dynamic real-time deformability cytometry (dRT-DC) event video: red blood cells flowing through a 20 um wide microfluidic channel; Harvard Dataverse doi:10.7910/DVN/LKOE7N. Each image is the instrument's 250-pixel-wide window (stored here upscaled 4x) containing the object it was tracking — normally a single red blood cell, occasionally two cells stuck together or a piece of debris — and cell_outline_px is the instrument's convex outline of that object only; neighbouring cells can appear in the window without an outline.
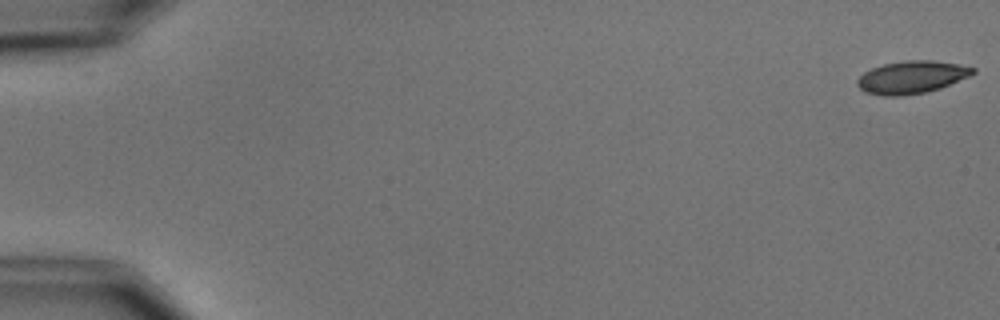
{"species": "common noctule bat (a hibernating species)", "species_latin": "Nyctalus noctula", "temperature_condition": "cold", "stored_images_in_passage": 9, "camera_frame_rate_fps": 3000, "um_per_image_px": 0.085, "animal": {"sex": "male", "body_mass_g": 15.6}, "frame": {"image": 1, "passage_image": 1, "time_ms": 0.0, "image_size_px": [1000, 320], "cell_outline_px": [[976, 72], [968, 76], [940, 88], [924, 92], [900, 96], [884, 96], [864, 92], [856, 84], [856, 80], [864, 72], [872, 68], [884, 64], [904, 60], [932, 60], [956, 64], [976, 68]], "centroid_in_image_um": [77.45, 6.56], "position_along_channel_um": 7.5, "area_um2": 21.79}}
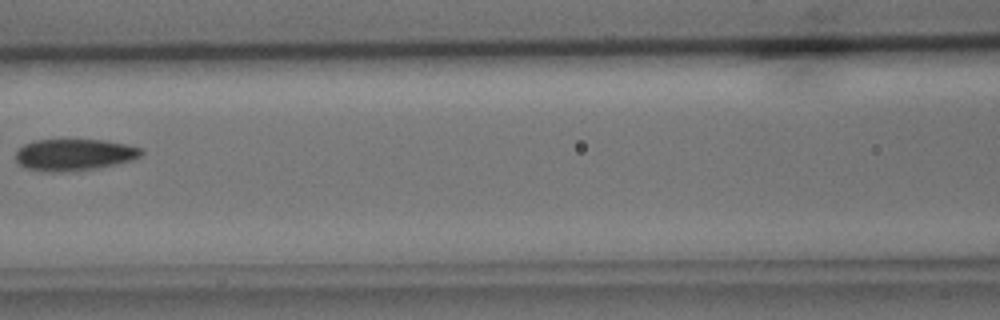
{"frame": {"image": 2, "passage_image": 8, "time_ms": 8.333, "image_size_px": [1000, 320], "cell_outline_px": [[144, 152], [140, 156], [132, 160], [116, 164], [96, 168], [56, 172], [44, 172], [24, 168], [16, 160], [16, 152], [24, 144], [36, 140], [104, 140], [144, 148]], "centroid_in_image_um": [6.31, 13.15], "position_along_channel_um": 160.3, "area_um2": 23.12}}
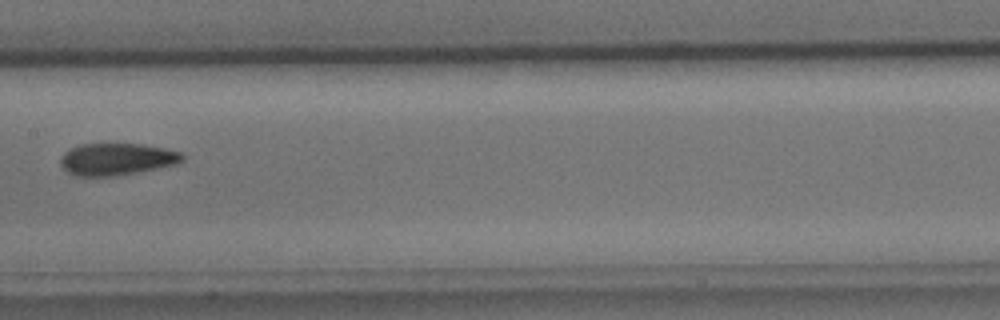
{"frame": {"image": 3, "passage_image": 9, "time_ms": 9.333, "image_size_px": [1000, 320], "cell_outline_px": [[184, 160], [176, 164], [116, 176], [76, 176], [68, 172], [60, 164], [60, 156], [68, 148], [80, 144], [140, 144], [164, 148], [184, 152]], "centroid_in_image_um": [9.91, 13.52], "position_along_channel_um": 197.5, "area_um2": 22.83}}